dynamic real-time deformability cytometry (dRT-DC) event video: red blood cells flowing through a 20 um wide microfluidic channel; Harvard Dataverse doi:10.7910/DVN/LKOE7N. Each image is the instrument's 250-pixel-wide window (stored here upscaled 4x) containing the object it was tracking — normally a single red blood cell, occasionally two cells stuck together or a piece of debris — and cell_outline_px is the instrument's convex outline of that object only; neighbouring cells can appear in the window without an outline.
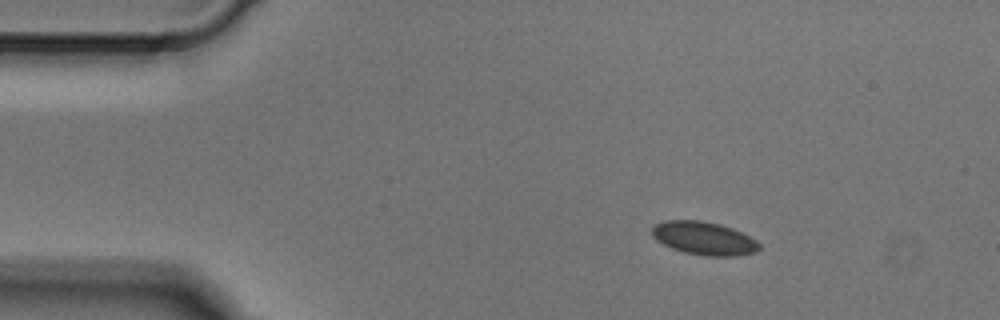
{"species": "Egyptian fruit bat (a non-hibernating species)", "species_latin": "Rousettus aegyptiacus", "temperature_condition": "cold", "stored_images_in_passage": 4, "camera_frame_rate_fps": 3000, "um_per_image_px": 0.085, "animal": {"sex": "male"}, "frame": {"image": 1, "passage_image": 1, "time_ms": 0.0, "image_size_px": [1000, 320], "cell_outline_px": [[760, 248], [756, 252], [736, 256], [704, 256], [684, 252], [672, 248], [656, 240], [652, 236], [652, 228], [656, 224], [664, 220], [700, 220], [720, 224], [732, 228], [756, 240], [760, 244]], "centroid_in_image_um": [59.83, 20.26], "position_along_channel_um": 25.2, "area_um2": 20.75}}
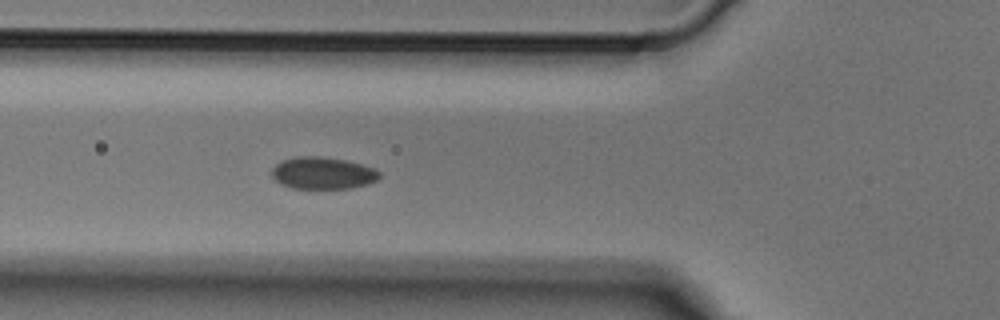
{"frame": {"image": 2, "passage_image": 4, "time_ms": 1.0, "image_size_px": [1000, 320], "cell_outline_px": [[380, 176], [376, 180], [368, 184], [352, 188], [292, 188], [280, 184], [272, 176], [272, 168], [280, 160], [296, 156], [320, 156], [348, 160], [364, 164], [376, 168], [380, 172]], "centroid_in_image_um": [27.45, 14.69], "position_along_channel_um": 98.3, "area_um2": 20.4}}